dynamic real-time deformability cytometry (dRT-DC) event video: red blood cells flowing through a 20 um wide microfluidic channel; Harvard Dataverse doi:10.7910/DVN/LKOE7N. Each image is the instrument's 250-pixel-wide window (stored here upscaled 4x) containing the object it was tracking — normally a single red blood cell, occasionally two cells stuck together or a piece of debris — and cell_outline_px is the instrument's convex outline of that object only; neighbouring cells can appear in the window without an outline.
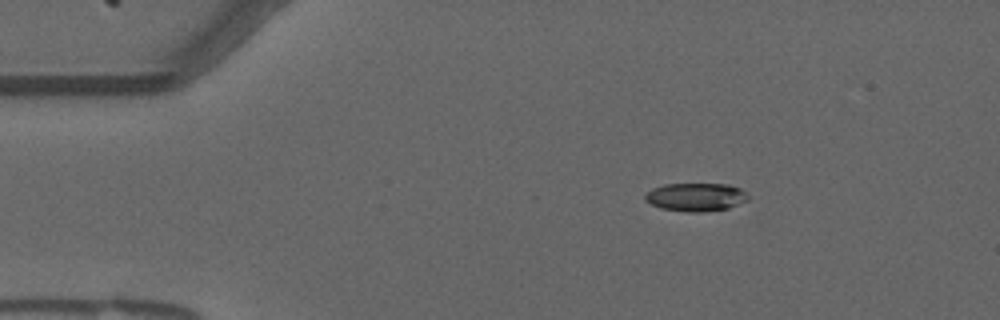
{"species": "common noctule bat (a hibernating species)", "species_latin": "Nyctalus noctula", "temperature_condition": "warm", "stored_images_in_passage": 47, "camera_frame_rate_fps": 3000, "um_per_image_px": 0.085, "animal": {"sex": "male", "forearm_length_mm": 52.5}, "frame": {"image": 1, "passage_image": 1, "time_ms": 0.0, "image_size_px": [1000, 320], "cell_outline_px": [[748, 200], [728, 208], [700, 212], [688, 212], [660, 208], [644, 200], [644, 196], [652, 188], [664, 184], [728, 184], [740, 188], [748, 196]], "centroid_in_image_um": [59.13, 16.74], "position_along_channel_um": 25.9, "area_um2": 16.88}}
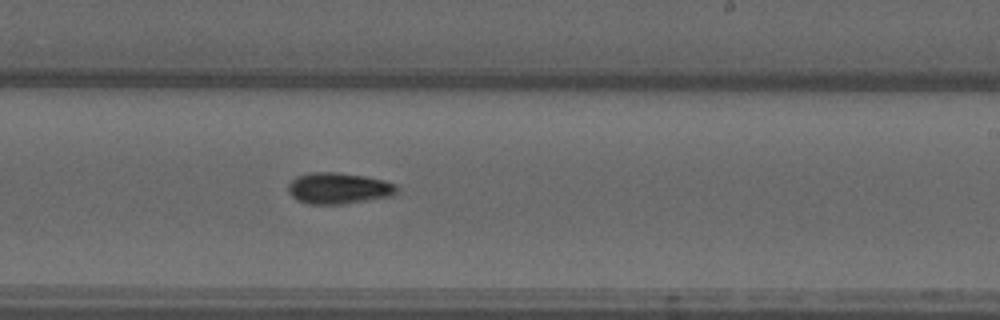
{"frame": {"image": 2, "passage_image": 25, "time_ms": 8.0, "image_size_px": [1000, 320], "cell_outline_px": [[400, 188], [392, 196], [340, 204], [308, 204], [296, 200], [288, 192], [288, 184], [296, 176], [312, 172], [336, 172], [364, 176], [384, 180], [396, 184]], "centroid_in_image_um": [28.77, 16.0], "position_along_channel_um": 260.2, "area_um2": 19.83}}
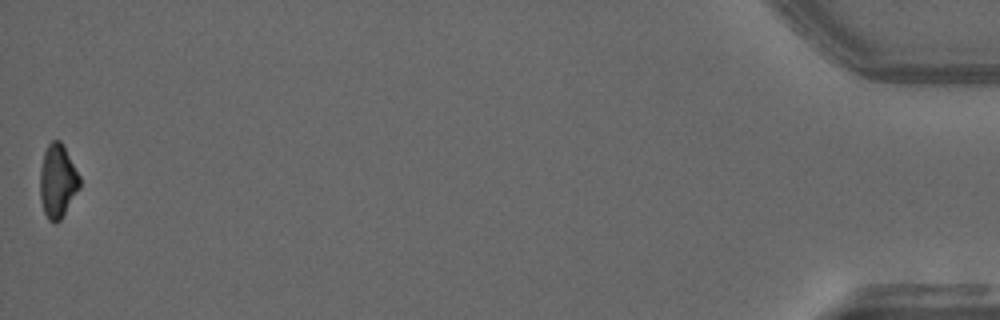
{"frame": {"image": 3, "passage_image": 47, "time_ms": 15.333, "image_size_px": [1000, 320], "cell_outline_px": [[80, 188], [60, 220], [56, 224], [48, 220], [44, 212], [40, 200], [40, 168], [44, 152], [48, 144], [52, 140], [60, 140], [80, 176]], "centroid_in_image_um": [4.89, 15.41], "position_along_channel_um": 430.3, "area_um2": 16.99}}